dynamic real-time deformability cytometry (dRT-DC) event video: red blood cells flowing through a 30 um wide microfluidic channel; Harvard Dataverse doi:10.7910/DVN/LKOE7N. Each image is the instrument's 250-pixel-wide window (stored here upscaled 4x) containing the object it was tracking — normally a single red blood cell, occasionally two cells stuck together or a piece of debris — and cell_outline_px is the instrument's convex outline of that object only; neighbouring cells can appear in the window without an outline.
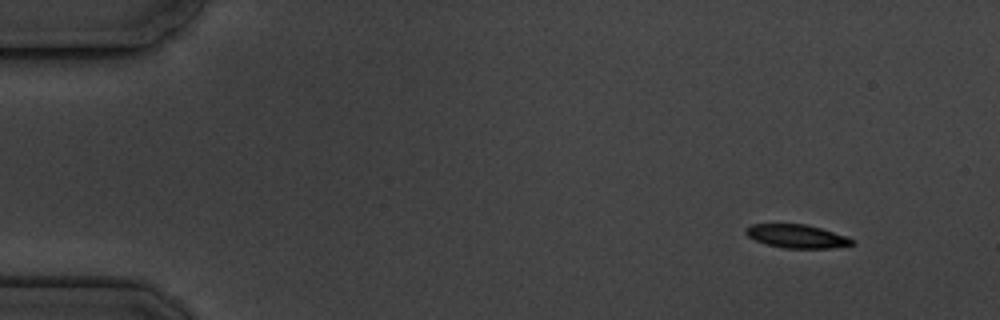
{"species": "common noctule bat (a hibernating species)", "species_latin": "Nyctalus noctula", "temperature_condition": "cold", "stored_images_in_passage": 4, "camera_frame_rate_fps": 3000, "um_per_image_px": 0.085, "animal": {"sex": "male", "body_mass_g": 19.5, "forearm_length_mm": 54.6}, "frame": {"image": 1, "passage_image": 1, "time_ms": 0.0, "image_size_px": [1000, 320], "cell_outline_px": [[856, 244], [828, 248], [784, 248], [768, 244], [756, 240], [748, 236], [744, 232], [744, 228], [752, 224], [804, 224], [820, 228], [848, 236]], "centroid_in_image_um": [67.72, 20.07], "position_along_channel_um": 17.3, "area_um2": 14.39}}
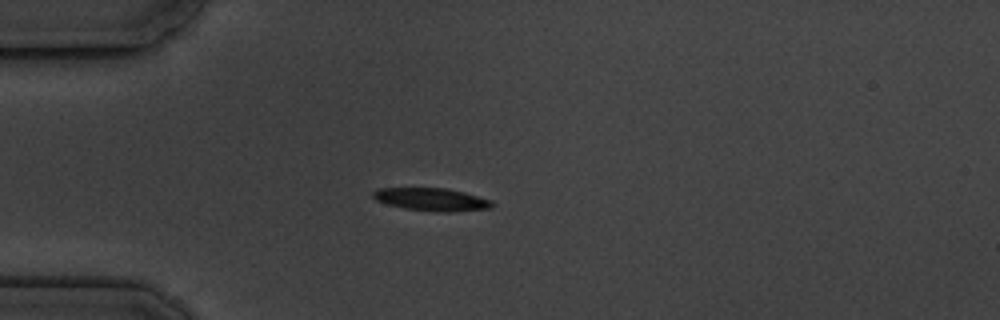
{"frame": {"image": 2, "passage_image": 4, "time_ms": 3.333, "image_size_px": [1000, 320], "cell_outline_px": [[496, 204], [492, 208], [456, 212], [440, 212], [404, 208], [388, 204], [376, 200], [372, 196], [372, 192], [376, 188], [448, 188], [464, 192], [492, 200]], "centroid_in_image_um": [36.73, 16.95], "position_along_channel_um": 48.3, "area_um2": 16.01}}